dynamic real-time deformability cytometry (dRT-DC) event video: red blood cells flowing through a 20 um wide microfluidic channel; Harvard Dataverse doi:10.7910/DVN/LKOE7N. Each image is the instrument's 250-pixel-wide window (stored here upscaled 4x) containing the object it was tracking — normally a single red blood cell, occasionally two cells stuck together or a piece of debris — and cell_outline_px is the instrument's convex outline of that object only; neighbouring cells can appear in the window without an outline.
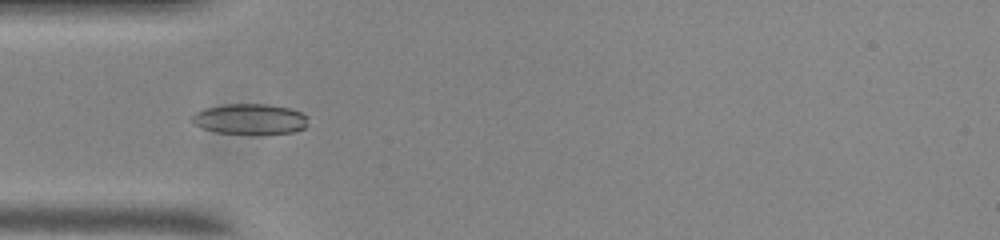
{"species": "common noctule bat (a hibernating species)", "species_latin": "Nyctalus noctula", "temperature_condition": "room temperature", "stored_images_in_passage": 39, "camera_frame_rate_fps": 3000, "um_per_image_px": 0.085, "animal": {"sex": "male", "body_mass_g": 20.0, "forearm_length_mm": 53.3}, "frame": {"image": 1, "passage_image": 1, "time_ms": 0.0, "image_size_px": [1000, 240], "cell_outline_px": [[308, 116], [304, 128], [292, 132], [252, 136], [216, 132], [192, 124], [192, 116], [196, 112], [204, 108], [224, 104], [268, 104], [288, 108], [300, 112]], "centroid_in_image_um": [21.23, 10.15], "position_along_channel_um": 63.8, "area_um2": 21.1}}
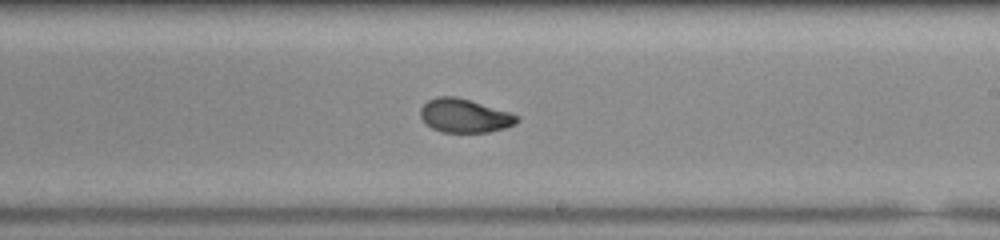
{"frame": {"image": 2, "passage_image": 16, "time_ms": 5.0, "image_size_px": [1000, 240], "cell_outline_px": [[520, 120], [516, 124], [504, 128], [488, 132], [440, 132], [432, 128], [420, 116], [420, 108], [428, 100], [436, 96], [456, 96], [508, 112], [520, 116]], "centroid_in_image_um": [39.48, 9.84], "position_along_channel_um": 249.5, "area_um2": 18.84}}
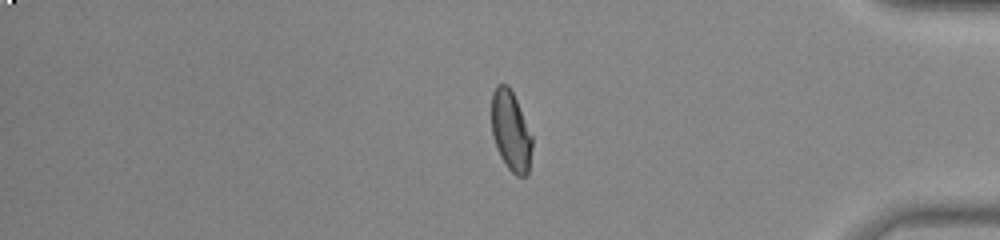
{"frame": {"image": 3, "passage_image": 30, "time_ms": 9.667, "image_size_px": [1000, 240], "cell_outline_px": [[532, 148], [528, 176], [516, 176], [504, 164], [496, 148], [492, 132], [492, 92], [496, 84], [508, 84], [516, 100], [532, 136]], "centroid_in_image_um": [43.42, 11.16], "position_along_channel_um": 391.8, "area_um2": 18.96}, "authors_computed_cell_mechanics": {"area_um2": 19.0162, "velocity_mm_per_s": 3.7124, "shape_relaxation_time_tau1_ms": 5.3004, "shape_relaxation_time_tau2_ms": 1.2876, "deformation_change_tau1": 0.1556, "deformation_change_tau2": 0.05}}